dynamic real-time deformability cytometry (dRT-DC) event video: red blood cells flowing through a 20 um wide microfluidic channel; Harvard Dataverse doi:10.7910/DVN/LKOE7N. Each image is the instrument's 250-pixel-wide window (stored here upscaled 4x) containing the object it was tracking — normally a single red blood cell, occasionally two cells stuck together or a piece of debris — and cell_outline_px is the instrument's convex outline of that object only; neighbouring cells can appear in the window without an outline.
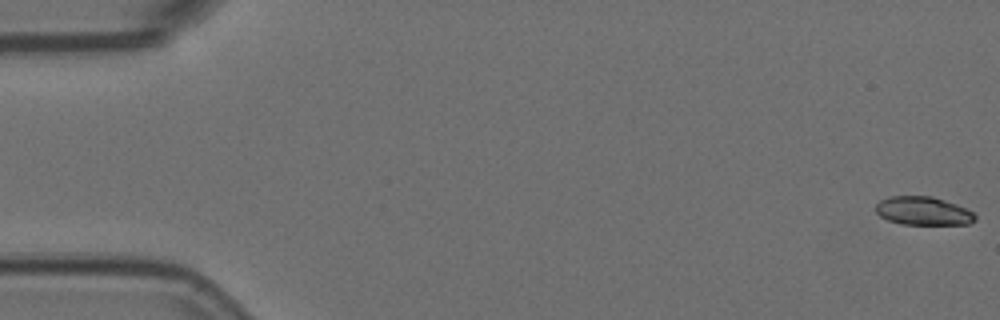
{"species": "Egyptian fruit bat (a non-hibernating species)", "species_latin": "Rousettus aegyptiacus", "temperature_condition": "room temperature", "stored_images_in_passage": 5, "camera_frame_rate_fps": 3000, "um_per_image_px": 0.085, "animal": {"sex": "female"}, "frame": {"image": 1, "passage_image": 1, "time_ms": 0.0, "image_size_px": [1000, 320], "cell_outline_px": [[976, 220], [968, 224], [900, 224], [888, 220], [880, 216], [876, 212], [876, 204], [880, 200], [888, 196], [932, 196], [956, 204], [972, 212], [976, 216]], "centroid_in_image_um": [78.44, 17.93], "position_along_channel_um": 6.6, "area_um2": 16.42}}
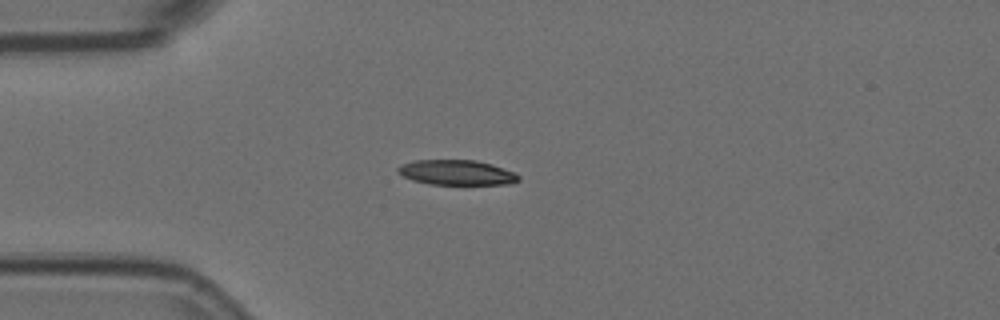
{"frame": {"image": 2, "passage_image": 5, "time_ms": 1.333, "image_size_px": [1000, 320], "cell_outline_px": [[520, 180], [512, 184], [428, 184], [412, 180], [396, 172], [396, 168], [400, 164], [416, 160], [476, 160], [492, 164], [516, 172], [520, 176]], "centroid_in_image_um": [38.83, 14.66], "position_along_channel_um": 46.2, "area_um2": 17.8}}